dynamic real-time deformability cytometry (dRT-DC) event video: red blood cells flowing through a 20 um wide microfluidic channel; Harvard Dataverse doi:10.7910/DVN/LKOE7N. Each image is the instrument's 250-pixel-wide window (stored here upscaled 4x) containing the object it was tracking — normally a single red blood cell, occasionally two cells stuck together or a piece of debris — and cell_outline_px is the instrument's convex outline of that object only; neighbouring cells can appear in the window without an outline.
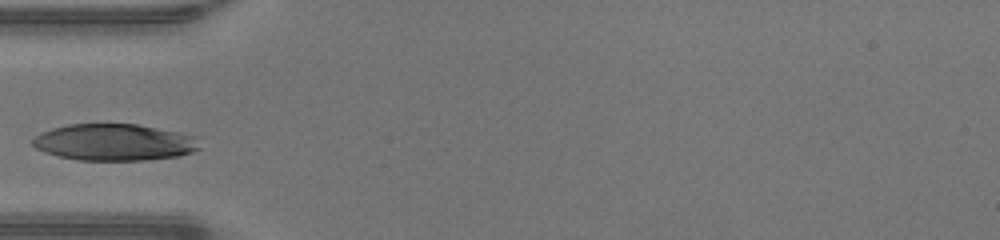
{"species": "human", "species_latin": "Homo sapiens", "temperature_condition": "warm", "stored_images_in_passage": 24, "camera_frame_rate_fps": 3000, "um_per_image_px": 0.085, "donor": {"sex": "male"}, "frame": {"image": 1, "passage_image": 1, "time_ms": 0.0, "image_size_px": [1000, 240], "cell_outline_px": [[200, 148], [192, 152], [176, 156], [148, 160], [80, 160], [60, 156], [36, 148], [32, 144], [32, 140], [36, 136], [52, 128], [68, 124], [136, 124], [196, 136]], "centroid_in_image_um": [9.73, 12.09], "position_along_channel_um": 75.3, "area_um2": 35.26}}